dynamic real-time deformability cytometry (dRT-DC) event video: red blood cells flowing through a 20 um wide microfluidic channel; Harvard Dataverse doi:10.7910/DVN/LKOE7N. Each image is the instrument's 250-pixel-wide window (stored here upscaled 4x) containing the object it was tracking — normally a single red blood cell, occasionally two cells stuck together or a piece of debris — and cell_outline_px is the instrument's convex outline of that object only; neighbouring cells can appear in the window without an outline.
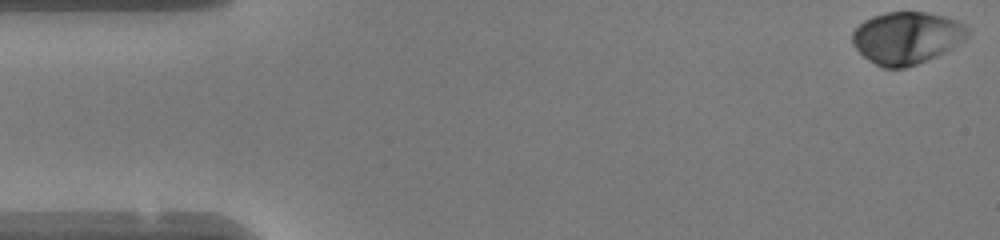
{"species": "human", "species_latin": "Homo sapiens", "temperature_condition": "warm", "stored_images_in_passage": 48, "camera_frame_rate_fps": 3000, "um_per_image_px": 0.085, "donor": {"sex": "female"}, "frame": {"image": 1, "passage_image": 1, "time_ms": 0.0, "image_size_px": [1000, 240], "cell_outline_px": [[968, 36], [936, 56], [916, 64], [904, 68], [884, 68], [868, 60], [852, 44], [852, 32], [864, 20], [872, 16], [888, 12], [924, 12], [944, 16], [956, 20], [964, 24], [968, 28]], "centroid_in_image_um": [77.03, 3.2], "position_along_channel_um": 8.0, "area_um2": 34.62}}
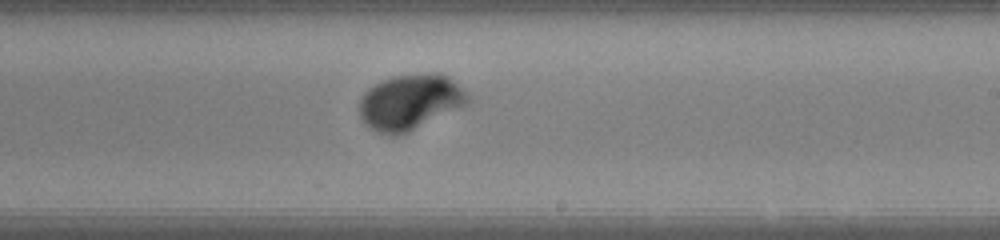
{"frame": {"image": 2, "passage_image": 28, "time_ms": 9.0, "image_size_px": [1000, 240], "cell_outline_px": [[472, 96], [464, 104], [400, 136], [388, 136], [376, 132], [368, 128], [364, 124], [360, 116], [360, 100], [364, 92], [368, 88], [392, 76], [436, 72], [440, 72], [448, 76], [468, 92]], "centroid_in_image_um": [34.82, 8.67], "position_along_channel_um": 254.2, "area_um2": 34.97}}
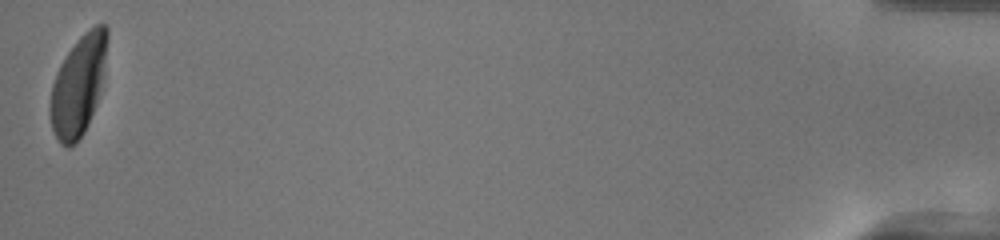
{"frame": {"image": 3, "passage_image": 48, "time_ms": 15.667, "image_size_px": [1000, 240], "cell_outline_px": [[108, 40], [104, 76], [96, 104], [88, 124], [84, 132], [76, 144], [68, 148], [60, 144], [52, 128], [48, 112], [48, 108], [52, 84], [56, 72], [60, 64], [68, 52], [80, 36], [88, 28], [96, 24], [104, 24], [108, 28]], "centroid_in_image_um": [6.66, 7.26], "position_along_channel_um": 428.5, "area_um2": 33.7}, "authors_computed_cell_mechanics": {"area_um2": 34.2465, "velocity_mm_per_s": 4.1713, "shape_relaxation_time_tau1_ms": 2.6797, "shape_relaxation_time_tau2_ms": null, "deformation_change_tau1": 0.196, "deformation_change_tau2": null}}